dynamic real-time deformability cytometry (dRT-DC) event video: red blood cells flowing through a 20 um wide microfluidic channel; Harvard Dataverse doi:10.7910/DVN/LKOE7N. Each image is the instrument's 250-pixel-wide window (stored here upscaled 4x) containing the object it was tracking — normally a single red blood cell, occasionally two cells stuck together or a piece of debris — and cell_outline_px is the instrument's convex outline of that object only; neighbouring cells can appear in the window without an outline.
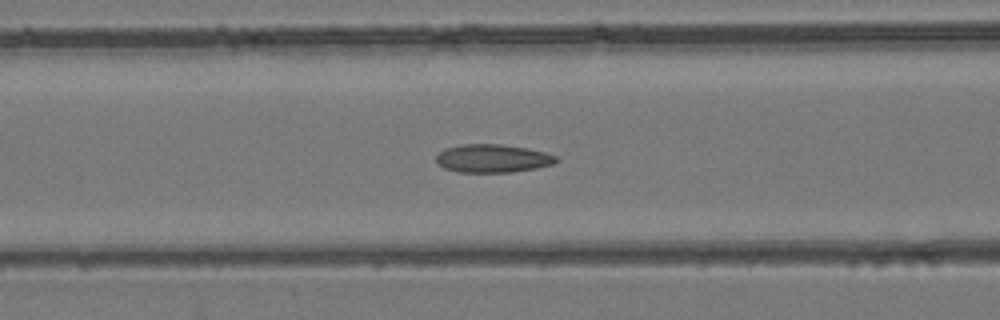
{"species": "common noctule bat (a hibernating species)", "species_latin": "Nyctalus noctula", "temperature_condition": "room temperature", "stored_images_in_passage": 32, "camera_frame_rate_fps": 3000, "um_per_image_px": 0.085, "animal": {"sex": "female", "body_mass_g": 24.6, "forearm_length_mm": 56.2}, "frame": {"image": 1, "passage_image": 5, "time_ms": 1.333, "image_size_px": [1000, 320], "cell_outline_px": [[560, 160], [552, 164], [536, 168], [512, 172], [460, 172], [444, 168], [436, 164], [436, 156], [444, 148], [460, 144], [500, 144], [528, 148], [544, 152], [556, 156]], "centroid_in_image_um": [41.85, 13.46], "position_along_channel_um": 124.7, "area_um2": 19.83}}
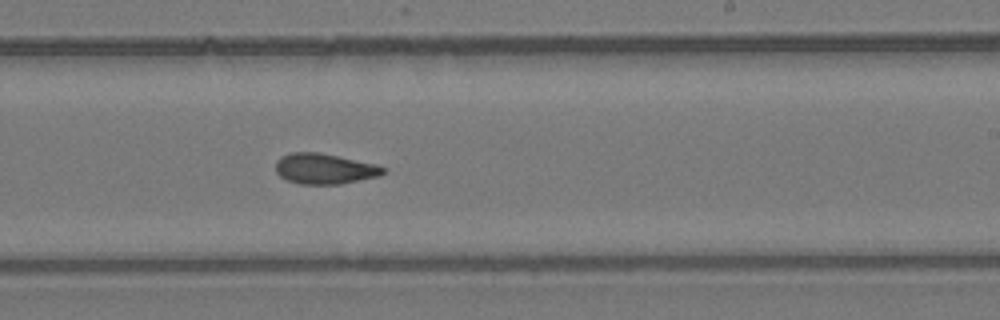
{"frame": {"image": 2, "passage_image": 14, "time_ms": 4.333, "image_size_px": [1000, 320], "cell_outline_px": [[388, 168], [380, 176], [340, 184], [300, 184], [288, 180], [280, 176], [276, 172], [276, 160], [280, 156], [288, 152], [320, 152], [376, 164]], "centroid_in_image_um": [27.58, 14.33], "position_along_channel_um": 261.4, "area_um2": 19.31}}
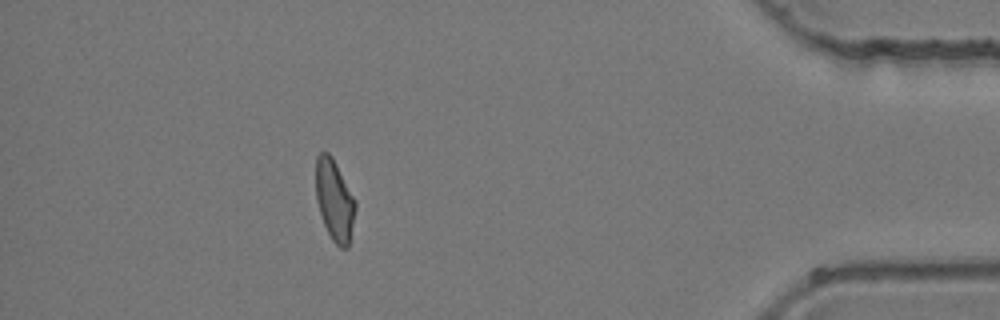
{"frame": {"image": 3, "passage_image": 27, "time_ms": 8.667, "image_size_px": [1000, 320], "cell_outline_px": [[356, 208], [348, 248], [340, 248], [332, 240], [324, 224], [316, 200], [316, 156], [320, 152], [328, 152], [332, 156], [356, 200]], "centroid_in_image_um": [28.44, 17.01], "position_along_channel_um": 406.8, "area_um2": 18.73}}